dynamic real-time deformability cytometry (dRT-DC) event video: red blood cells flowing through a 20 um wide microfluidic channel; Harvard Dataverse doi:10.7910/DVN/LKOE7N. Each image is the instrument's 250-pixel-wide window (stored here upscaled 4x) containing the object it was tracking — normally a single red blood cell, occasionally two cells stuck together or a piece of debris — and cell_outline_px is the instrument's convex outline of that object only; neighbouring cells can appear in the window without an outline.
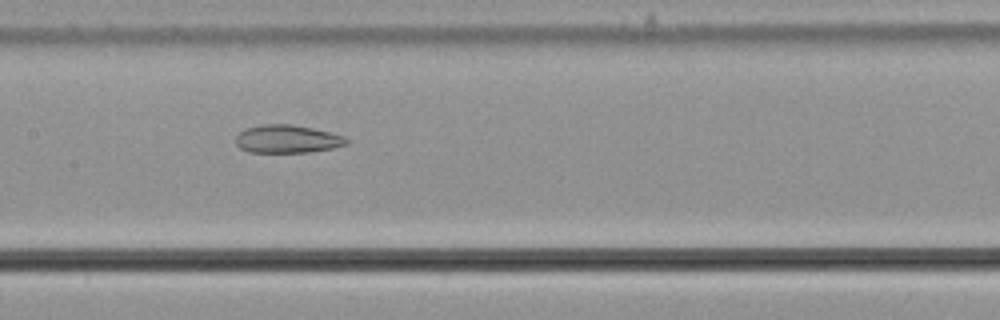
{"species": "common noctule bat (a hibernating species)", "species_latin": "Nyctalus noctula", "temperature_condition": "cold", "stored_images_in_passage": 44, "camera_frame_rate_fps": 3000, "um_per_image_px": 0.085, "animal": {"sex": "male", "body_mass_g": 21.5, "forearm_length_mm": 52.0}, "frame": {"image": 1, "passage_image": 16, "time_ms": 5.0, "image_size_px": [1000, 320], "cell_outline_px": [[352, 140], [348, 144], [332, 148], [308, 152], [248, 152], [240, 148], [236, 144], [236, 136], [244, 128], [264, 124], [292, 124], [312, 128], [344, 136]], "centroid_in_image_um": [24.43, 11.81], "position_along_channel_um": 183.0, "area_um2": 18.15}}
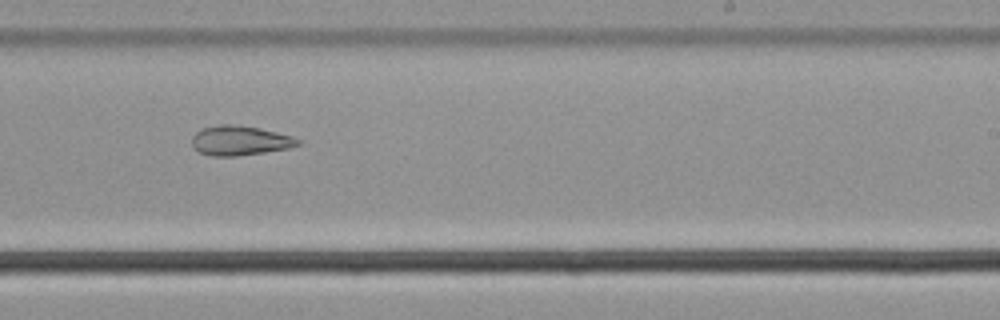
{"frame": {"image": 2, "passage_image": 23, "time_ms": 7.333, "image_size_px": [1000, 320], "cell_outline_px": [[304, 140], [300, 144], [288, 148], [264, 152], [236, 156], [212, 156], [200, 152], [192, 148], [192, 136], [196, 132], [204, 128], [220, 124], [236, 124], [260, 128], [292, 136]], "centroid_in_image_um": [20.4, 11.94], "position_along_channel_um": 268.6, "area_um2": 18.38}}
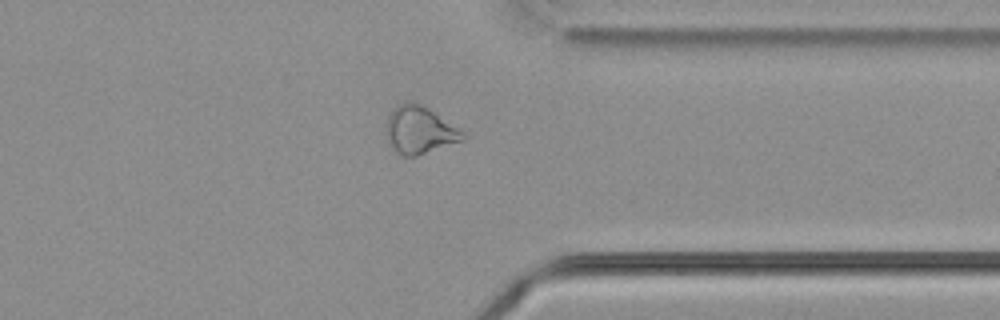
{"frame": {"image": 3, "passage_image": 32, "time_ms": 10.333, "image_size_px": [1000, 320], "cell_outline_px": [[468, 136], [464, 140], [416, 156], [400, 156], [392, 152], [388, 144], [388, 116], [400, 104], [408, 100], [416, 100], [464, 132]], "centroid_in_image_um": [35.67, 11.07], "position_along_channel_um": 375.7, "area_um2": 21.21}, "authors_computed_cell_mechanics": {"area_um2": 21.5594, "velocity_mm_per_s": 3.6838, "shape_relaxation_time_tau1_ms": null, "shape_relaxation_time_tau2_ms": 4.7833, "deformation_change_tau1": null, "deformation_change_tau2": 0.1325}}